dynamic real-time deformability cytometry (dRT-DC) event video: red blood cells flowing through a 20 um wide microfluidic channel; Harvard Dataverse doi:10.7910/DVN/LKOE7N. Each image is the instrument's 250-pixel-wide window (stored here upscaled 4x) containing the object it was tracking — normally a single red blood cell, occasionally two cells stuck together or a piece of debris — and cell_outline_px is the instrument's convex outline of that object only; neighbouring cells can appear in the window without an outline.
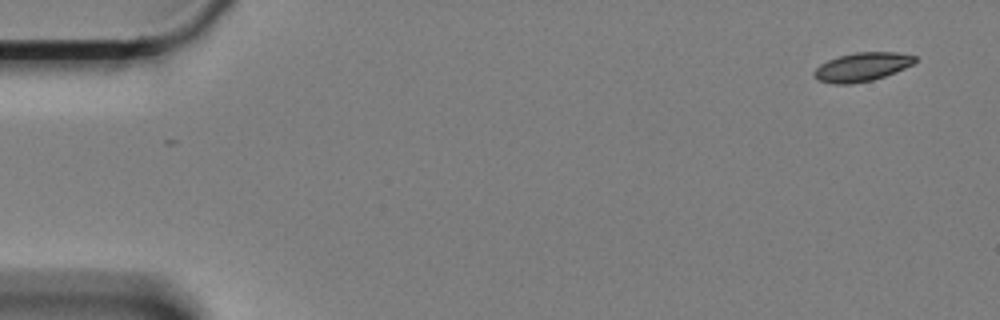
{"species": "Egyptian fruit bat (a non-hibernating species)", "species_latin": "Rousettus aegyptiacus", "temperature_condition": "cold", "stored_images_in_passage": 58, "camera_frame_rate_fps": 3000, "um_per_image_px": 0.085, "animal": {"sex": "female"}, "frame": {"image": 1, "passage_image": 1, "time_ms": 0.0, "image_size_px": [1000, 320], "cell_outline_px": [[916, 60], [912, 64], [896, 72], [872, 80], [852, 84], [832, 84], [816, 80], [812, 76], [812, 72], [820, 64], [828, 60], [840, 56], [856, 52], [896, 52], [916, 56]], "centroid_in_image_um": [73.22, 5.7], "position_along_channel_um": 11.8, "area_um2": 16.94}}
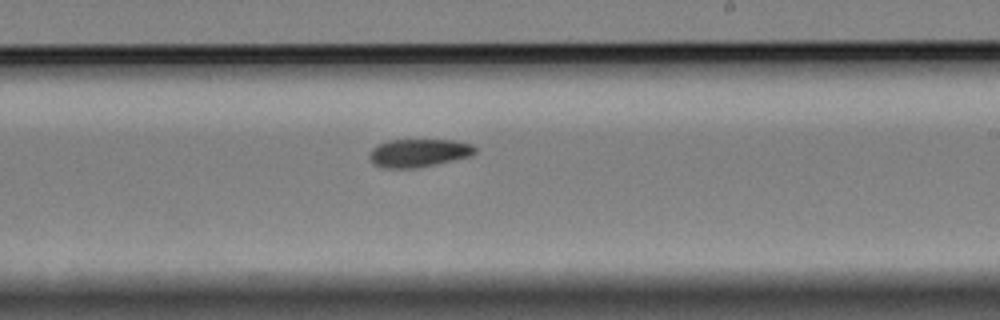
{"frame": {"image": 2, "passage_image": 34, "time_ms": 11.0, "image_size_px": [1000, 320], "cell_outline_px": [[476, 152], [468, 156], [416, 168], [384, 168], [372, 164], [368, 156], [372, 148], [388, 140], [456, 140], [472, 144], [476, 148]], "centroid_in_image_um": [35.54, 12.99], "position_along_channel_um": 253.5, "area_um2": 17.17}}
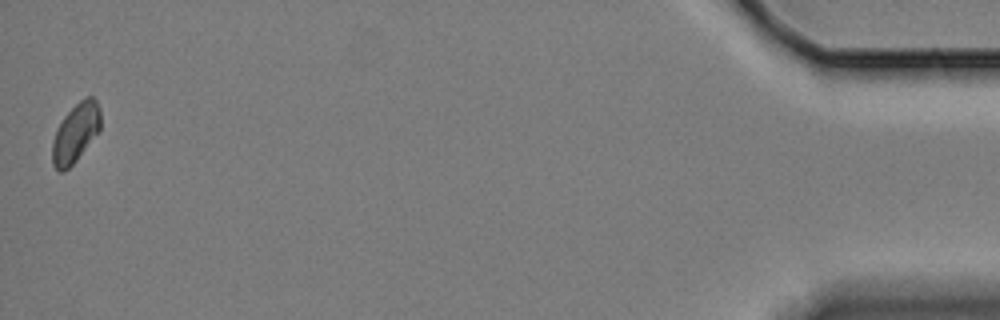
{"frame": {"image": 3, "passage_image": 58, "time_ms": 19.0, "image_size_px": [1000, 320], "cell_outline_px": [[100, 132], [76, 160], [64, 172], [60, 172], [52, 164], [52, 140], [56, 128], [64, 116], [84, 96], [92, 96], [96, 100], [100, 108]], "centroid_in_image_um": [6.43, 11.29], "position_along_channel_um": 428.8, "area_um2": 16.76}, "authors_computed_cell_mechanics": {"area_um2": 17.1088, "velocity_mm_per_s": 3.3105, "shape_relaxation_time_tau1_ms": 8.2194, "shape_relaxation_time_tau2_ms": null, "deformation_change_tau1": 0.0759, "deformation_change_tau2": null}}